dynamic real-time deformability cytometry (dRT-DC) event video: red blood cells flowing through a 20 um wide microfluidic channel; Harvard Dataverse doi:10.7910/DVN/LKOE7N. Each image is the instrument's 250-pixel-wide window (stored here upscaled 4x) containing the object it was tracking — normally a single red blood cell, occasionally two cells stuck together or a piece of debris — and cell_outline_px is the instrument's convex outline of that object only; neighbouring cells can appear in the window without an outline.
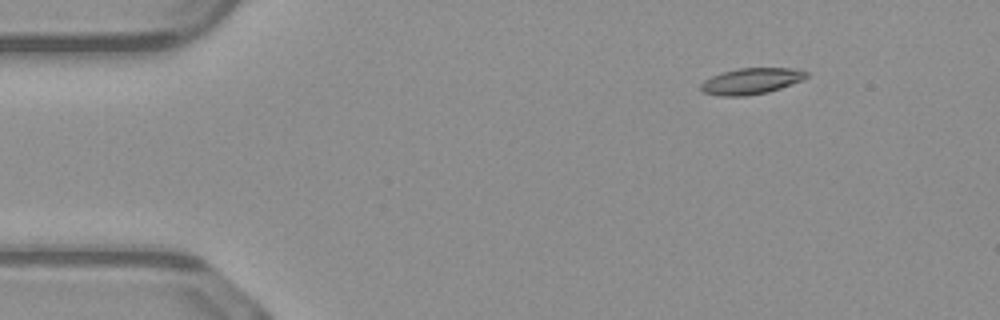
{"species": "common noctule bat (a hibernating species)", "species_latin": "Nyctalus noctula", "temperature_condition": "warm", "stored_images_in_passage": 51, "camera_frame_rate_fps": 3000, "um_per_image_px": 0.085, "animal": {"sex": "male", "body_mass_g": 23.1, "forearm_length_mm": 52.7}, "frame": {"image": 1, "passage_image": 7, "time_ms": 2.0, "image_size_px": [1000, 320], "cell_outline_px": [[808, 76], [800, 80], [780, 88], [768, 92], [744, 96], [720, 96], [704, 92], [700, 88], [700, 84], [704, 80], [712, 76], [724, 72], [740, 68], [792, 68], [808, 72]], "centroid_in_image_um": [63.83, 6.89], "position_along_channel_um": 21.2, "area_um2": 15.84}}
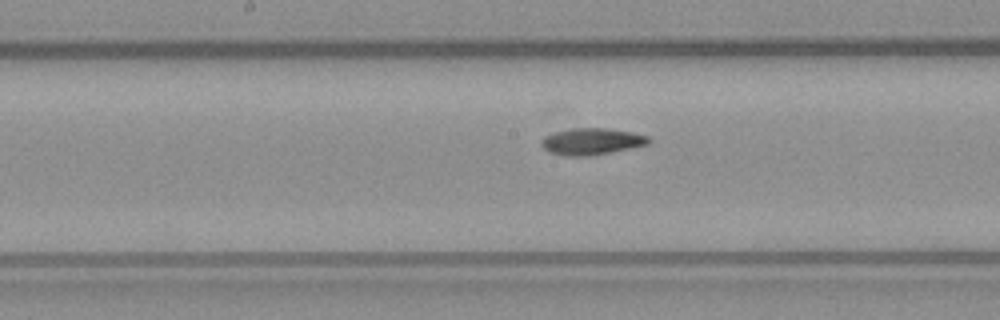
{"frame": {"image": 2, "passage_image": 26, "time_ms": 8.333, "image_size_px": [1000, 320], "cell_outline_px": [[652, 140], [648, 144], [632, 148], [592, 156], [564, 156], [548, 152], [540, 144], [540, 140], [544, 136], [556, 132], [572, 128], [604, 128], [632, 132], [648, 136]], "centroid_in_image_um": [50.28, 12.03], "position_along_channel_um": 197.9, "area_um2": 16.82}}
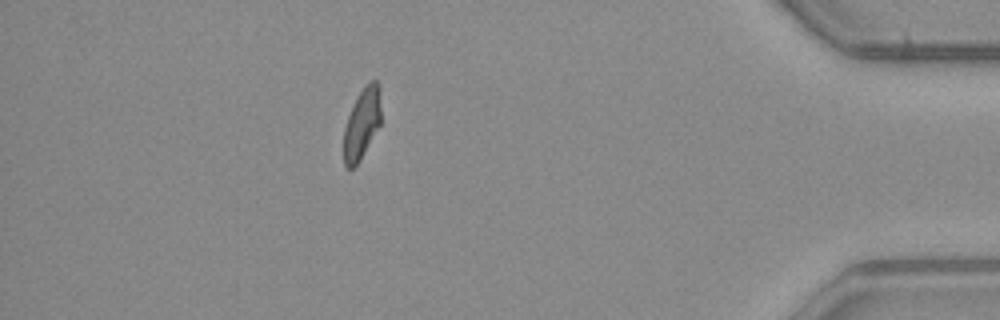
{"frame": {"image": 3, "passage_image": 45, "time_ms": 14.667, "image_size_px": [1000, 320], "cell_outline_px": [[380, 124], [360, 160], [352, 168], [344, 168], [344, 128], [352, 104], [356, 96], [364, 84], [372, 80], [376, 80], [380, 84]], "centroid_in_image_um": [30.75, 10.45], "position_along_channel_um": 404.4, "area_um2": 15.49}, "authors_computed_cell_mechanics": {"area_um2": 16.2418, "velocity_mm_per_s": 4.0907, "shape_relaxation_time_tau1_ms": 8.3054, "shape_relaxation_time_tau2_ms": 8.6584, "deformation_change_tau1": 0.2171, "deformation_change_tau2": 0.1562}}